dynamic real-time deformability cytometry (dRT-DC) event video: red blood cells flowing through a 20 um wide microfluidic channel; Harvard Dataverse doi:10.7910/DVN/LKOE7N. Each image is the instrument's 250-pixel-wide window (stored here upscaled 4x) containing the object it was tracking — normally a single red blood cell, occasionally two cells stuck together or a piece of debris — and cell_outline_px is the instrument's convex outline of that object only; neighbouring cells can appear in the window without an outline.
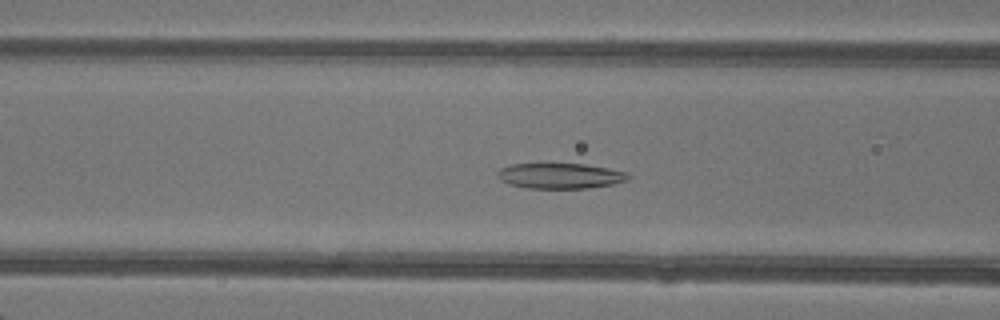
{"species": "common noctule bat (a hibernating species)", "species_latin": "Nyctalus noctula", "temperature_condition": "warm", "stored_images_in_passage": 48, "camera_frame_rate_fps": 3000, "um_per_image_px": 0.085, "animal": {"sex": "female"}, "frame": {"image": 1, "passage_image": 20, "time_ms": 6.333, "image_size_px": [1000, 320], "cell_outline_px": [[632, 176], [628, 180], [612, 184], [588, 188], [524, 188], [508, 184], [500, 180], [496, 176], [496, 172], [500, 168], [512, 164], [584, 164], [608, 168], [628, 172]], "centroid_in_image_um": [47.6, 14.95], "position_along_channel_um": 119.0, "area_um2": 19.54}}
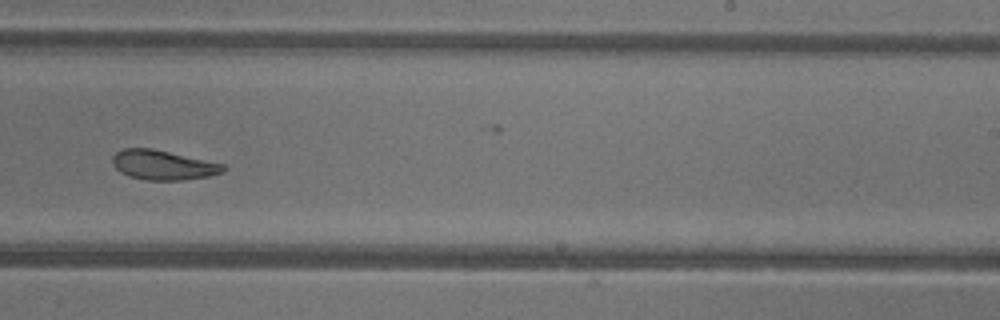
{"frame": {"image": 2, "passage_image": 31, "time_ms": 10.0, "image_size_px": [1000, 320], "cell_outline_px": [[228, 168], [224, 172], [208, 176], [184, 180], [148, 180], [128, 176], [120, 172], [112, 164], [112, 156], [116, 152], [124, 148], [152, 148], [224, 164]], "centroid_in_image_um": [13.86, 14.03], "position_along_channel_um": 275.1, "area_um2": 19.19}}
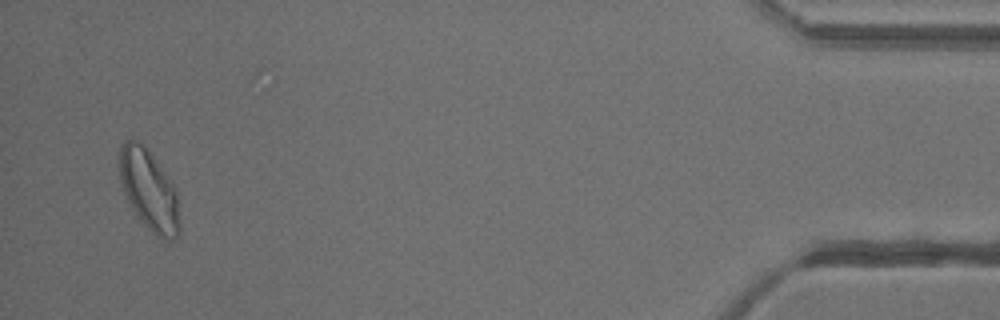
{"frame": {"image": 3, "passage_image": 47, "time_ms": 15.333, "image_size_px": [1000, 320], "cell_outline_px": [[180, 232], [172, 240], [164, 240], [156, 236], [136, 216], [124, 192], [120, 180], [116, 164], [120, 144], [124, 140], [132, 136], [144, 144], [172, 180], [176, 192], [180, 224]], "centroid_in_image_um": [12.62, 16.08], "position_along_channel_um": 422.6, "area_um2": 29.13}, "authors_computed_cell_mechanics": {"area_um2": 22.7443, "velocity_mm_per_s": 4.265, "shape_relaxation_time_tau1_ms": 9.4982, "shape_relaxation_time_tau2_ms": 3.2332, "deformation_change_tau1": 0.2182, "deformation_change_tau2": 0.0949}}